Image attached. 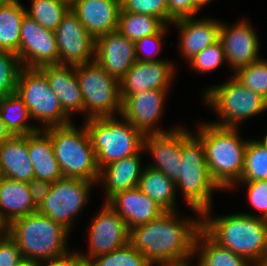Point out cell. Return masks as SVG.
Returning <instances> with one entry per match:
<instances>
[{
  "instance_id": "cell-1",
  "label": "cell",
  "mask_w": 267,
  "mask_h": 266,
  "mask_svg": "<svg viewBox=\"0 0 267 266\" xmlns=\"http://www.w3.org/2000/svg\"><path fill=\"white\" fill-rule=\"evenodd\" d=\"M165 211L157 219L129 230V243L152 263L178 262L193 258L202 217L179 219Z\"/></svg>"
},
{
  "instance_id": "cell-2",
  "label": "cell",
  "mask_w": 267,
  "mask_h": 266,
  "mask_svg": "<svg viewBox=\"0 0 267 266\" xmlns=\"http://www.w3.org/2000/svg\"><path fill=\"white\" fill-rule=\"evenodd\" d=\"M210 211L202 214V229L220 246L259 266L267 252V220L247 213L214 219L209 217Z\"/></svg>"
},
{
  "instance_id": "cell-3",
  "label": "cell",
  "mask_w": 267,
  "mask_h": 266,
  "mask_svg": "<svg viewBox=\"0 0 267 266\" xmlns=\"http://www.w3.org/2000/svg\"><path fill=\"white\" fill-rule=\"evenodd\" d=\"M209 174L220 190L232 189L241 179L247 140H241L237 127L206 123L198 127Z\"/></svg>"
},
{
  "instance_id": "cell-4",
  "label": "cell",
  "mask_w": 267,
  "mask_h": 266,
  "mask_svg": "<svg viewBox=\"0 0 267 266\" xmlns=\"http://www.w3.org/2000/svg\"><path fill=\"white\" fill-rule=\"evenodd\" d=\"M4 230L17 243L23 259H56L70 253L66 246L69 232L38 212L15 219Z\"/></svg>"
},
{
  "instance_id": "cell-5",
  "label": "cell",
  "mask_w": 267,
  "mask_h": 266,
  "mask_svg": "<svg viewBox=\"0 0 267 266\" xmlns=\"http://www.w3.org/2000/svg\"><path fill=\"white\" fill-rule=\"evenodd\" d=\"M181 127V166L176 188L182 190L185 202L202 217L211 208L213 190L219 186L211 178L202 139Z\"/></svg>"
},
{
  "instance_id": "cell-6",
  "label": "cell",
  "mask_w": 267,
  "mask_h": 266,
  "mask_svg": "<svg viewBox=\"0 0 267 266\" xmlns=\"http://www.w3.org/2000/svg\"><path fill=\"white\" fill-rule=\"evenodd\" d=\"M51 138L55 158L63 177L98 182L95 150L85 124L77 129L73 123L44 129Z\"/></svg>"
},
{
  "instance_id": "cell-7",
  "label": "cell",
  "mask_w": 267,
  "mask_h": 266,
  "mask_svg": "<svg viewBox=\"0 0 267 266\" xmlns=\"http://www.w3.org/2000/svg\"><path fill=\"white\" fill-rule=\"evenodd\" d=\"M100 170L108 164L142 153L145 135L122 117L84 120Z\"/></svg>"
},
{
  "instance_id": "cell-8",
  "label": "cell",
  "mask_w": 267,
  "mask_h": 266,
  "mask_svg": "<svg viewBox=\"0 0 267 266\" xmlns=\"http://www.w3.org/2000/svg\"><path fill=\"white\" fill-rule=\"evenodd\" d=\"M74 74L83 94L86 120L114 117L116 112L121 115L118 79L108 75L96 61L74 66Z\"/></svg>"
},
{
  "instance_id": "cell-9",
  "label": "cell",
  "mask_w": 267,
  "mask_h": 266,
  "mask_svg": "<svg viewBox=\"0 0 267 266\" xmlns=\"http://www.w3.org/2000/svg\"><path fill=\"white\" fill-rule=\"evenodd\" d=\"M204 101L221 117L218 126L237 127L241 121L267 110V100L241 84L234 76L203 93Z\"/></svg>"
},
{
  "instance_id": "cell-10",
  "label": "cell",
  "mask_w": 267,
  "mask_h": 266,
  "mask_svg": "<svg viewBox=\"0 0 267 266\" xmlns=\"http://www.w3.org/2000/svg\"><path fill=\"white\" fill-rule=\"evenodd\" d=\"M16 93L23 99L31 119L43 124L40 129L73 123L64 113L58 97L39 68L22 67Z\"/></svg>"
},
{
  "instance_id": "cell-11",
  "label": "cell",
  "mask_w": 267,
  "mask_h": 266,
  "mask_svg": "<svg viewBox=\"0 0 267 266\" xmlns=\"http://www.w3.org/2000/svg\"><path fill=\"white\" fill-rule=\"evenodd\" d=\"M93 184L95 182L84 179L62 177L52 183L48 196L37 212L48 216L69 232L73 217H77L87 203Z\"/></svg>"
},
{
  "instance_id": "cell-12",
  "label": "cell",
  "mask_w": 267,
  "mask_h": 266,
  "mask_svg": "<svg viewBox=\"0 0 267 266\" xmlns=\"http://www.w3.org/2000/svg\"><path fill=\"white\" fill-rule=\"evenodd\" d=\"M88 234L89 253L76 252L77 259L85 263L129 243V230L125 221L106 202L100 213L92 219Z\"/></svg>"
},
{
  "instance_id": "cell-13",
  "label": "cell",
  "mask_w": 267,
  "mask_h": 266,
  "mask_svg": "<svg viewBox=\"0 0 267 266\" xmlns=\"http://www.w3.org/2000/svg\"><path fill=\"white\" fill-rule=\"evenodd\" d=\"M59 64L82 65L95 61V39L70 9L54 31Z\"/></svg>"
},
{
  "instance_id": "cell-14",
  "label": "cell",
  "mask_w": 267,
  "mask_h": 266,
  "mask_svg": "<svg viewBox=\"0 0 267 266\" xmlns=\"http://www.w3.org/2000/svg\"><path fill=\"white\" fill-rule=\"evenodd\" d=\"M19 59L22 67L27 68L59 64L55 33L27 14L21 25Z\"/></svg>"
},
{
  "instance_id": "cell-15",
  "label": "cell",
  "mask_w": 267,
  "mask_h": 266,
  "mask_svg": "<svg viewBox=\"0 0 267 266\" xmlns=\"http://www.w3.org/2000/svg\"><path fill=\"white\" fill-rule=\"evenodd\" d=\"M95 61L108 75L118 79L137 61L135 42L114 30L95 40Z\"/></svg>"
},
{
  "instance_id": "cell-16",
  "label": "cell",
  "mask_w": 267,
  "mask_h": 266,
  "mask_svg": "<svg viewBox=\"0 0 267 266\" xmlns=\"http://www.w3.org/2000/svg\"><path fill=\"white\" fill-rule=\"evenodd\" d=\"M167 92L152 89L128 96L122 102L120 116L144 135L168 132L154 127L162 115Z\"/></svg>"
},
{
  "instance_id": "cell-17",
  "label": "cell",
  "mask_w": 267,
  "mask_h": 266,
  "mask_svg": "<svg viewBox=\"0 0 267 266\" xmlns=\"http://www.w3.org/2000/svg\"><path fill=\"white\" fill-rule=\"evenodd\" d=\"M175 66L170 61H136L131 69L121 78L120 97L123 102L128 96L152 89L168 90Z\"/></svg>"
},
{
  "instance_id": "cell-18",
  "label": "cell",
  "mask_w": 267,
  "mask_h": 266,
  "mask_svg": "<svg viewBox=\"0 0 267 266\" xmlns=\"http://www.w3.org/2000/svg\"><path fill=\"white\" fill-rule=\"evenodd\" d=\"M257 37L248 21H239L231 27L221 23L219 41L224 49L226 63L234 69V72L242 66L261 59L258 56L259 41Z\"/></svg>"
},
{
  "instance_id": "cell-19",
  "label": "cell",
  "mask_w": 267,
  "mask_h": 266,
  "mask_svg": "<svg viewBox=\"0 0 267 266\" xmlns=\"http://www.w3.org/2000/svg\"><path fill=\"white\" fill-rule=\"evenodd\" d=\"M181 127L168 132L147 134L144 137L143 150L151 152L156 163L148 167L163 172L170 180L177 183L181 166Z\"/></svg>"
},
{
  "instance_id": "cell-20",
  "label": "cell",
  "mask_w": 267,
  "mask_h": 266,
  "mask_svg": "<svg viewBox=\"0 0 267 266\" xmlns=\"http://www.w3.org/2000/svg\"><path fill=\"white\" fill-rule=\"evenodd\" d=\"M71 10L96 40L117 30L121 0H70Z\"/></svg>"
},
{
  "instance_id": "cell-21",
  "label": "cell",
  "mask_w": 267,
  "mask_h": 266,
  "mask_svg": "<svg viewBox=\"0 0 267 266\" xmlns=\"http://www.w3.org/2000/svg\"><path fill=\"white\" fill-rule=\"evenodd\" d=\"M106 203L125 221L128 230L147 224L165 212L138 187L116 193Z\"/></svg>"
},
{
  "instance_id": "cell-22",
  "label": "cell",
  "mask_w": 267,
  "mask_h": 266,
  "mask_svg": "<svg viewBox=\"0 0 267 266\" xmlns=\"http://www.w3.org/2000/svg\"><path fill=\"white\" fill-rule=\"evenodd\" d=\"M180 33V49L188 61L200 51L219 41L221 22L217 19L184 18L174 21Z\"/></svg>"
},
{
  "instance_id": "cell-23",
  "label": "cell",
  "mask_w": 267,
  "mask_h": 266,
  "mask_svg": "<svg viewBox=\"0 0 267 266\" xmlns=\"http://www.w3.org/2000/svg\"><path fill=\"white\" fill-rule=\"evenodd\" d=\"M46 76L50 88L59 99L64 113H84L83 94L74 74V65L53 64L39 68Z\"/></svg>"
},
{
  "instance_id": "cell-24",
  "label": "cell",
  "mask_w": 267,
  "mask_h": 266,
  "mask_svg": "<svg viewBox=\"0 0 267 266\" xmlns=\"http://www.w3.org/2000/svg\"><path fill=\"white\" fill-rule=\"evenodd\" d=\"M35 212L28 183L0 177V224L5 228L15 219Z\"/></svg>"
},
{
  "instance_id": "cell-25",
  "label": "cell",
  "mask_w": 267,
  "mask_h": 266,
  "mask_svg": "<svg viewBox=\"0 0 267 266\" xmlns=\"http://www.w3.org/2000/svg\"><path fill=\"white\" fill-rule=\"evenodd\" d=\"M141 153L112 162L100 170L98 183L105 184L106 202L116 193L138 187L141 168Z\"/></svg>"
},
{
  "instance_id": "cell-26",
  "label": "cell",
  "mask_w": 267,
  "mask_h": 266,
  "mask_svg": "<svg viewBox=\"0 0 267 266\" xmlns=\"http://www.w3.org/2000/svg\"><path fill=\"white\" fill-rule=\"evenodd\" d=\"M0 170L2 177L12 180L28 183L34 178L27 135L13 136L0 145Z\"/></svg>"
},
{
  "instance_id": "cell-27",
  "label": "cell",
  "mask_w": 267,
  "mask_h": 266,
  "mask_svg": "<svg viewBox=\"0 0 267 266\" xmlns=\"http://www.w3.org/2000/svg\"><path fill=\"white\" fill-rule=\"evenodd\" d=\"M27 147L33 164L34 178L55 182L61 179L50 135L43 129L27 135Z\"/></svg>"
},
{
  "instance_id": "cell-28",
  "label": "cell",
  "mask_w": 267,
  "mask_h": 266,
  "mask_svg": "<svg viewBox=\"0 0 267 266\" xmlns=\"http://www.w3.org/2000/svg\"><path fill=\"white\" fill-rule=\"evenodd\" d=\"M138 188L165 211H177L176 183L163 172L146 166L140 176Z\"/></svg>"
},
{
  "instance_id": "cell-29",
  "label": "cell",
  "mask_w": 267,
  "mask_h": 266,
  "mask_svg": "<svg viewBox=\"0 0 267 266\" xmlns=\"http://www.w3.org/2000/svg\"><path fill=\"white\" fill-rule=\"evenodd\" d=\"M26 8L19 0H7L0 9V51L19 56L21 25Z\"/></svg>"
},
{
  "instance_id": "cell-30",
  "label": "cell",
  "mask_w": 267,
  "mask_h": 266,
  "mask_svg": "<svg viewBox=\"0 0 267 266\" xmlns=\"http://www.w3.org/2000/svg\"><path fill=\"white\" fill-rule=\"evenodd\" d=\"M194 250V254H200L197 266H255L228 248L220 246L203 229L196 237Z\"/></svg>"
},
{
  "instance_id": "cell-31",
  "label": "cell",
  "mask_w": 267,
  "mask_h": 266,
  "mask_svg": "<svg viewBox=\"0 0 267 266\" xmlns=\"http://www.w3.org/2000/svg\"><path fill=\"white\" fill-rule=\"evenodd\" d=\"M0 115L13 136H25L40 129V126L26 123L31 116L23 99L17 93L0 97Z\"/></svg>"
},
{
  "instance_id": "cell-32",
  "label": "cell",
  "mask_w": 267,
  "mask_h": 266,
  "mask_svg": "<svg viewBox=\"0 0 267 266\" xmlns=\"http://www.w3.org/2000/svg\"><path fill=\"white\" fill-rule=\"evenodd\" d=\"M165 24L157 17L120 10L118 28L125 37L136 42L157 34Z\"/></svg>"
},
{
  "instance_id": "cell-33",
  "label": "cell",
  "mask_w": 267,
  "mask_h": 266,
  "mask_svg": "<svg viewBox=\"0 0 267 266\" xmlns=\"http://www.w3.org/2000/svg\"><path fill=\"white\" fill-rule=\"evenodd\" d=\"M31 9H26L27 15L33 18L43 28L55 31L63 17L71 9L70 0H31Z\"/></svg>"
},
{
  "instance_id": "cell-34",
  "label": "cell",
  "mask_w": 267,
  "mask_h": 266,
  "mask_svg": "<svg viewBox=\"0 0 267 266\" xmlns=\"http://www.w3.org/2000/svg\"><path fill=\"white\" fill-rule=\"evenodd\" d=\"M267 180V145L261 140H248L240 181Z\"/></svg>"
},
{
  "instance_id": "cell-35",
  "label": "cell",
  "mask_w": 267,
  "mask_h": 266,
  "mask_svg": "<svg viewBox=\"0 0 267 266\" xmlns=\"http://www.w3.org/2000/svg\"><path fill=\"white\" fill-rule=\"evenodd\" d=\"M241 84L267 100V61L259 59L238 68L233 75Z\"/></svg>"
},
{
  "instance_id": "cell-36",
  "label": "cell",
  "mask_w": 267,
  "mask_h": 266,
  "mask_svg": "<svg viewBox=\"0 0 267 266\" xmlns=\"http://www.w3.org/2000/svg\"><path fill=\"white\" fill-rule=\"evenodd\" d=\"M91 266H153L144 255L137 251L130 243L108 254L95 257Z\"/></svg>"
},
{
  "instance_id": "cell-37",
  "label": "cell",
  "mask_w": 267,
  "mask_h": 266,
  "mask_svg": "<svg viewBox=\"0 0 267 266\" xmlns=\"http://www.w3.org/2000/svg\"><path fill=\"white\" fill-rule=\"evenodd\" d=\"M21 69L22 65L17 54L0 51V97L16 93Z\"/></svg>"
},
{
  "instance_id": "cell-38",
  "label": "cell",
  "mask_w": 267,
  "mask_h": 266,
  "mask_svg": "<svg viewBox=\"0 0 267 266\" xmlns=\"http://www.w3.org/2000/svg\"><path fill=\"white\" fill-rule=\"evenodd\" d=\"M121 10L155 16L168 25L167 0H121Z\"/></svg>"
},
{
  "instance_id": "cell-39",
  "label": "cell",
  "mask_w": 267,
  "mask_h": 266,
  "mask_svg": "<svg viewBox=\"0 0 267 266\" xmlns=\"http://www.w3.org/2000/svg\"><path fill=\"white\" fill-rule=\"evenodd\" d=\"M188 62L196 71L203 73L211 72L223 62H226L222 43L217 41L215 44L208 46Z\"/></svg>"
},
{
  "instance_id": "cell-40",
  "label": "cell",
  "mask_w": 267,
  "mask_h": 266,
  "mask_svg": "<svg viewBox=\"0 0 267 266\" xmlns=\"http://www.w3.org/2000/svg\"><path fill=\"white\" fill-rule=\"evenodd\" d=\"M167 26L165 25L157 34L143 37L135 42L136 58L139 62H155L161 61V59L153 57L159 52L162 45V38L167 32ZM151 48V49H150ZM143 53L146 56H141Z\"/></svg>"
},
{
  "instance_id": "cell-41",
  "label": "cell",
  "mask_w": 267,
  "mask_h": 266,
  "mask_svg": "<svg viewBox=\"0 0 267 266\" xmlns=\"http://www.w3.org/2000/svg\"><path fill=\"white\" fill-rule=\"evenodd\" d=\"M239 183L247 185L249 201L261 213L259 215L248 213V215L267 220V180L239 181Z\"/></svg>"
},
{
  "instance_id": "cell-42",
  "label": "cell",
  "mask_w": 267,
  "mask_h": 266,
  "mask_svg": "<svg viewBox=\"0 0 267 266\" xmlns=\"http://www.w3.org/2000/svg\"><path fill=\"white\" fill-rule=\"evenodd\" d=\"M22 260L17 243L4 230L0 234V266H17Z\"/></svg>"
},
{
  "instance_id": "cell-43",
  "label": "cell",
  "mask_w": 267,
  "mask_h": 266,
  "mask_svg": "<svg viewBox=\"0 0 267 266\" xmlns=\"http://www.w3.org/2000/svg\"><path fill=\"white\" fill-rule=\"evenodd\" d=\"M168 5V24L174 21L194 17L199 13V9L193 4L192 0H167Z\"/></svg>"
},
{
  "instance_id": "cell-44",
  "label": "cell",
  "mask_w": 267,
  "mask_h": 266,
  "mask_svg": "<svg viewBox=\"0 0 267 266\" xmlns=\"http://www.w3.org/2000/svg\"><path fill=\"white\" fill-rule=\"evenodd\" d=\"M52 183L47 180L33 178L28 182V188L32 202L38 208L44 199L48 196Z\"/></svg>"
},
{
  "instance_id": "cell-45",
  "label": "cell",
  "mask_w": 267,
  "mask_h": 266,
  "mask_svg": "<svg viewBox=\"0 0 267 266\" xmlns=\"http://www.w3.org/2000/svg\"><path fill=\"white\" fill-rule=\"evenodd\" d=\"M77 260L76 252L71 253L70 251V253L66 256L56 259L42 260V262L40 260L38 261V266H73Z\"/></svg>"
},
{
  "instance_id": "cell-46",
  "label": "cell",
  "mask_w": 267,
  "mask_h": 266,
  "mask_svg": "<svg viewBox=\"0 0 267 266\" xmlns=\"http://www.w3.org/2000/svg\"><path fill=\"white\" fill-rule=\"evenodd\" d=\"M12 137H13V135H12V134L9 132V130L7 129L5 123H4V121L2 120L1 115H0V145H1L4 141H6V140H8V139H10V138H12Z\"/></svg>"
},
{
  "instance_id": "cell-47",
  "label": "cell",
  "mask_w": 267,
  "mask_h": 266,
  "mask_svg": "<svg viewBox=\"0 0 267 266\" xmlns=\"http://www.w3.org/2000/svg\"><path fill=\"white\" fill-rule=\"evenodd\" d=\"M190 259L185 260V261H178V262H164V263H153V264H158L161 266H190Z\"/></svg>"
},
{
  "instance_id": "cell-48",
  "label": "cell",
  "mask_w": 267,
  "mask_h": 266,
  "mask_svg": "<svg viewBox=\"0 0 267 266\" xmlns=\"http://www.w3.org/2000/svg\"><path fill=\"white\" fill-rule=\"evenodd\" d=\"M17 266H38V261L23 259Z\"/></svg>"
},
{
  "instance_id": "cell-49",
  "label": "cell",
  "mask_w": 267,
  "mask_h": 266,
  "mask_svg": "<svg viewBox=\"0 0 267 266\" xmlns=\"http://www.w3.org/2000/svg\"><path fill=\"white\" fill-rule=\"evenodd\" d=\"M193 4L200 10L203 6L210 2V0H192Z\"/></svg>"
},
{
  "instance_id": "cell-50",
  "label": "cell",
  "mask_w": 267,
  "mask_h": 266,
  "mask_svg": "<svg viewBox=\"0 0 267 266\" xmlns=\"http://www.w3.org/2000/svg\"><path fill=\"white\" fill-rule=\"evenodd\" d=\"M73 266H91V265H90V263H85V262H83V261H79V260H77V261L73 264Z\"/></svg>"
},
{
  "instance_id": "cell-51",
  "label": "cell",
  "mask_w": 267,
  "mask_h": 266,
  "mask_svg": "<svg viewBox=\"0 0 267 266\" xmlns=\"http://www.w3.org/2000/svg\"><path fill=\"white\" fill-rule=\"evenodd\" d=\"M259 266H267V252L265 253L263 261L261 262V264Z\"/></svg>"
},
{
  "instance_id": "cell-52",
  "label": "cell",
  "mask_w": 267,
  "mask_h": 266,
  "mask_svg": "<svg viewBox=\"0 0 267 266\" xmlns=\"http://www.w3.org/2000/svg\"><path fill=\"white\" fill-rule=\"evenodd\" d=\"M7 2V0H0V9Z\"/></svg>"
},
{
  "instance_id": "cell-53",
  "label": "cell",
  "mask_w": 267,
  "mask_h": 266,
  "mask_svg": "<svg viewBox=\"0 0 267 266\" xmlns=\"http://www.w3.org/2000/svg\"><path fill=\"white\" fill-rule=\"evenodd\" d=\"M265 145H267V134L265 135V137L263 138V140H261Z\"/></svg>"
},
{
  "instance_id": "cell-54",
  "label": "cell",
  "mask_w": 267,
  "mask_h": 266,
  "mask_svg": "<svg viewBox=\"0 0 267 266\" xmlns=\"http://www.w3.org/2000/svg\"><path fill=\"white\" fill-rule=\"evenodd\" d=\"M4 231V227L0 224V234Z\"/></svg>"
}]
</instances>
